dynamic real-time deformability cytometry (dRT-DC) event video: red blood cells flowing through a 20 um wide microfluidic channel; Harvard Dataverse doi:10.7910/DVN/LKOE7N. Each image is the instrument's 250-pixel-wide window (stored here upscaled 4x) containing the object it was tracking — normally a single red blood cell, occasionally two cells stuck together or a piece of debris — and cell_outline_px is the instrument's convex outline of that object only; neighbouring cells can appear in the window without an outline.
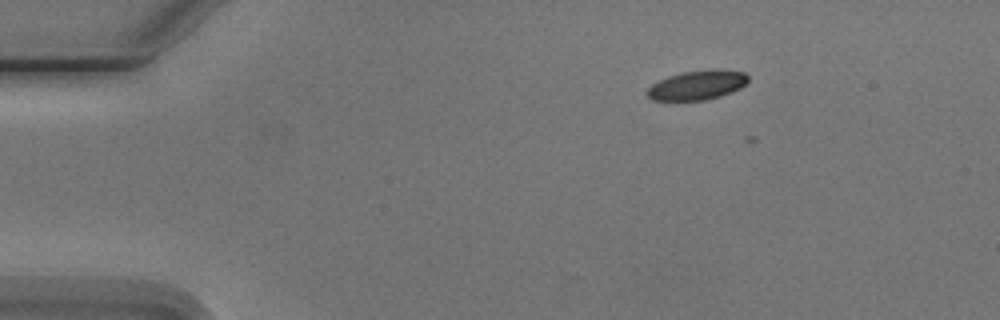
{"species": "Egyptian fruit bat (a non-hibernating species)", "species_latin": "Rousettus aegyptiacus", "temperature_condition": "cold", "stored_images_in_passage": 4, "camera_frame_rate_fps": 3000, "um_per_image_px": 0.085, "animal": {"sex": "male"}, "frame": {"image": 1, "passage_image": 1, "time_ms": 0.0, "image_size_px": [1000, 320], "cell_outline_px": [[748, 80], [740, 88], [732, 92], [720, 96], [704, 100], [652, 100], [648, 96], [648, 88], [652, 84], [668, 76], [680, 72], [712, 68], [720, 68], [744, 72], [748, 76]], "centroid_in_image_um": [59.29, 7.21], "position_along_channel_um": 25.7, "area_um2": 17.4}}